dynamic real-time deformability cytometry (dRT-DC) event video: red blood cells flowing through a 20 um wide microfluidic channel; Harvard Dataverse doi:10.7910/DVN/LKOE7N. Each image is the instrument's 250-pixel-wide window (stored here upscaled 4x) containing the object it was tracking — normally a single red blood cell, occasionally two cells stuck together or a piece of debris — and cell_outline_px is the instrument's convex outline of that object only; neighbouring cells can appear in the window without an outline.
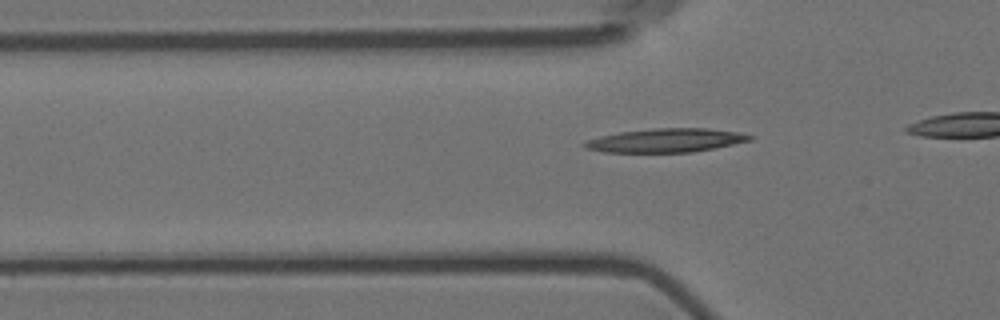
{"species": "Egyptian fruit bat (a non-hibernating species)", "species_latin": "Rousettus aegyptiacus", "temperature_condition": "room temperature", "stored_images_in_passage": 32, "camera_frame_rate_fps": 3000, "um_per_image_px": 0.085, "animal": {"sex": "female"}, "frame": {"image": 1, "passage_image": 5, "time_ms": 1.333, "image_size_px": [1000, 320], "cell_outline_px": [[756, 136], [752, 140], [692, 152], [604, 152], [584, 148], [580, 144], [588, 140], [600, 136], [620, 132], [656, 128], [708, 128], [736, 132]], "centroid_in_image_um": [56.58, 11.93], "position_along_channel_um": 69.2, "area_um2": 22.72}}
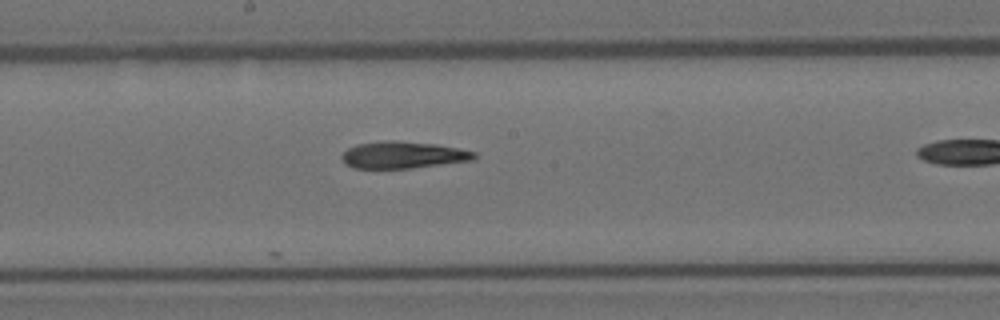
{"frame": {"image": 2, "passage_image": 17, "time_ms": 5.333, "image_size_px": [1000, 320], "cell_outline_px": [[476, 156], [472, 160], [412, 168], [352, 168], [344, 164], [340, 156], [348, 148], [356, 144], [388, 140], [392, 140], [436, 144], [476, 152]], "centroid_in_image_um": [34.2, 13.17], "position_along_channel_um": 214.0, "area_um2": 20.69}}
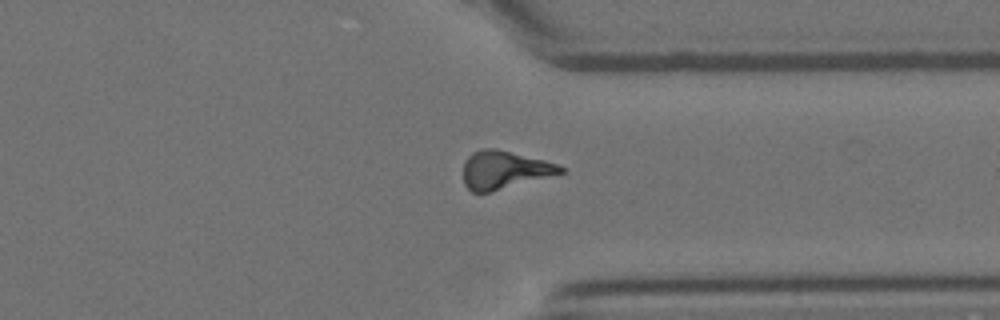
{"frame": {"image": 3, "passage_image": 30, "time_ms": 9.667, "image_size_px": [1000, 320], "cell_outline_px": [[564, 172], [488, 192], [472, 192], [464, 184], [464, 160], [472, 152], [484, 148], [496, 148], [544, 160], [556, 164], [564, 168]], "centroid_in_image_um": [42.81, 14.42], "position_along_channel_um": 368.6, "area_um2": 21.1}}